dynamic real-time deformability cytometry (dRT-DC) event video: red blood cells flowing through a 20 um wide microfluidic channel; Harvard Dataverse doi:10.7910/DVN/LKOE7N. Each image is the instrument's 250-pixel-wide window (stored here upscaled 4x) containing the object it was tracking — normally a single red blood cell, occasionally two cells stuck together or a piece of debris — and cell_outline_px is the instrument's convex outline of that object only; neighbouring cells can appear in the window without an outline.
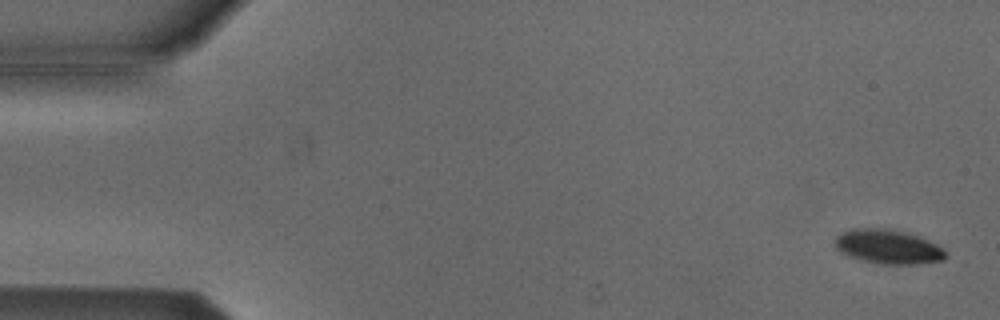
{"species": "Egyptian fruit bat (a non-hibernating species)", "species_latin": "Rousettus aegyptiacus", "temperature_condition": "cold", "stored_images_in_passage": 54, "camera_frame_rate_fps": 3000, "um_per_image_px": 0.085, "animal": {"sex": "male"}, "frame": {"image": 1, "passage_image": 2, "time_ms": 0.333, "image_size_px": [1000, 320], "cell_outline_px": [[948, 256], [944, 260], [916, 264], [880, 264], [848, 256], [840, 252], [836, 248], [836, 236], [840, 232], [852, 228], [884, 228], [904, 232], [928, 240], [944, 248]], "centroid_in_image_um": [75.49, 20.97], "position_along_channel_um": 9.5, "area_um2": 22.08}}
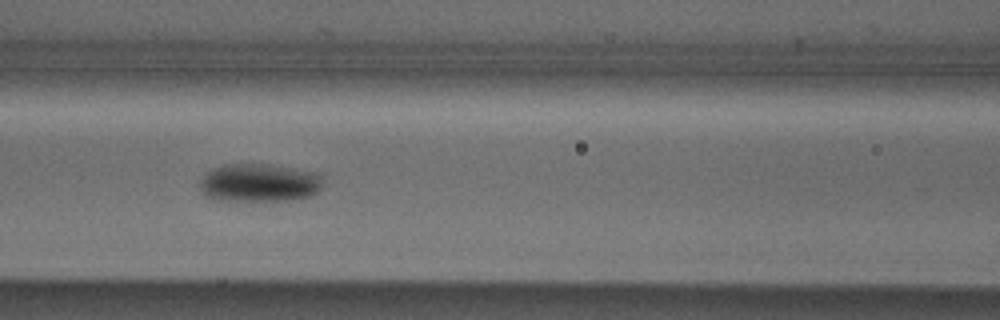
{"frame": {"image": 2, "passage_image": 23, "time_ms": 7.333, "image_size_px": [1000, 320], "cell_outline_px": [[320, 188], [316, 192], [308, 196], [288, 200], [216, 200], [204, 196], [200, 192], [196, 184], [204, 172], [220, 164], [268, 164], [320, 172]], "centroid_in_image_um": [21.91, 15.52], "position_along_channel_um": 144.7, "area_um2": 27.86}}
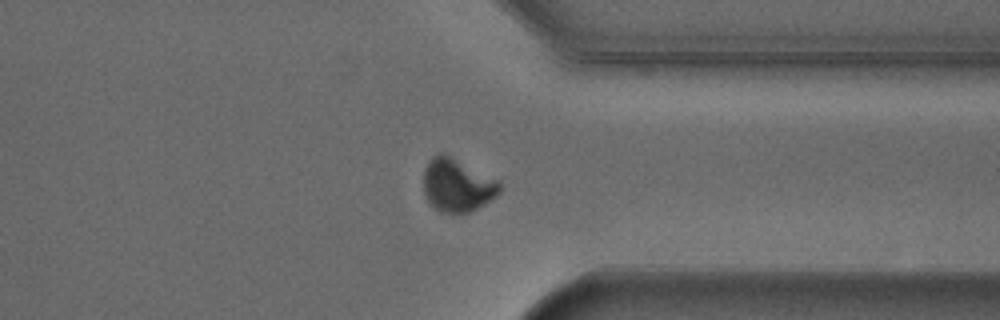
{"frame": {"image": 3, "passage_image": 41, "time_ms": 13.333, "image_size_px": [1000, 320], "cell_outline_px": [[500, 192], [496, 196], [484, 204], [468, 212], [440, 212], [424, 196], [424, 168], [428, 160], [432, 156], [440, 152], [444, 152], [500, 180]], "centroid_in_image_um": [38.86, 15.69], "position_along_channel_um": 372.5, "area_um2": 23.7}, "authors_computed_cell_mechanics": {"area_um2": 23.7269, "velocity_mm_per_s": 3.8547, "shape_relaxation_time_tau1_ms": 2.1704, "shape_relaxation_time_tau2_ms": null, "deformation_change_tau1": 0.0863, "deformation_change_tau2": null}}